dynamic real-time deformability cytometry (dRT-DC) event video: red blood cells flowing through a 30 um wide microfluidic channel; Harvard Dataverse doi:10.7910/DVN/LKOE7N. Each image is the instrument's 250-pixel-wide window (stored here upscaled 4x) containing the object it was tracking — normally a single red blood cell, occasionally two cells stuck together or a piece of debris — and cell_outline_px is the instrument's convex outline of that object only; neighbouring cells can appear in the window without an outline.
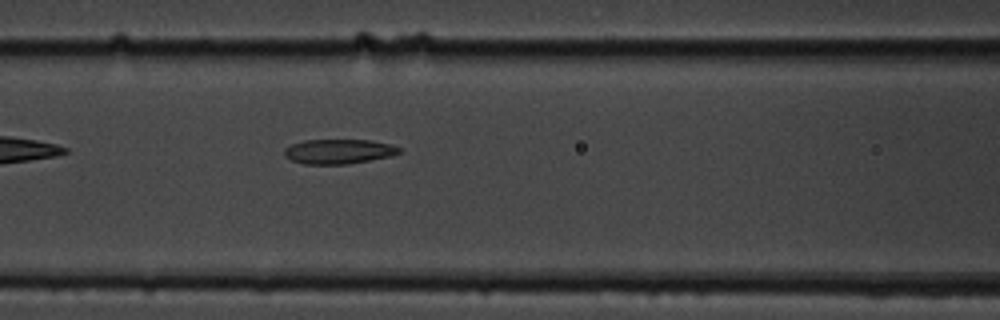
{"species": "common noctule bat (a hibernating species)", "species_latin": "Nyctalus noctula", "temperature_condition": "cold", "stored_images_in_passage": 5, "segment_of_instrument_passage": [1, 2], "camera_frame_rate_fps": 3000, "um_per_image_px": 0.085, "animal": {"sex": "male", "body_mass_g": 19.5, "forearm_length_mm": 54.6}, "frame": {"image": 1, "passage_image": 4, "time_ms": 4.333, "image_size_px": [1000, 320], "cell_outline_px": [[400, 152], [392, 156], [348, 164], [304, 164], [292, 160], [284, 156], [284, 148], [292, 144], [304, 140], [372, 140], [392, 144], [400, 148]], "centroid_in_image_um": [28.79, 12.87], "position_along_channel_um": 137.8, "area_um2": 16.59}}